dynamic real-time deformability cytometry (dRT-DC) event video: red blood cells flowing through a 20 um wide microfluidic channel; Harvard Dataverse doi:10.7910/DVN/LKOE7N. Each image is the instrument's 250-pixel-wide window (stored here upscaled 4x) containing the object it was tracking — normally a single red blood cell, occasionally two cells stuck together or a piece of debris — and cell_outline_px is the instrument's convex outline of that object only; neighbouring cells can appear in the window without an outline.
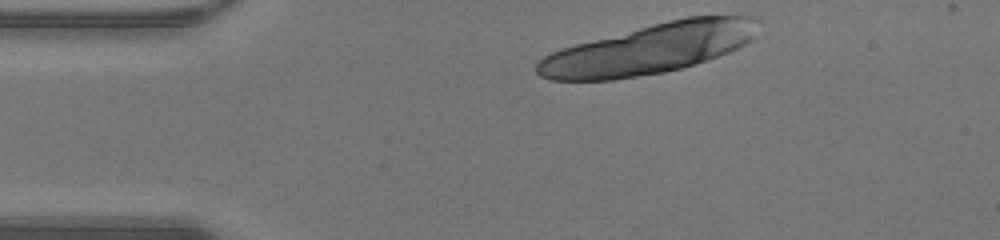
{"species": "human", "species_latin": "Homo sapiens", "temperature_condition": "warm", "stored_images_in_passage": 9, "camera_frame_rate_fps": 3000, "um_per_image_px": 0.085, "donor": {"sex": "male"}, "frame": {"image": 1, "passage_image": 1, "time_ms": 0.0, "image_size_px": [1000, 240], "cell_outline_px": [[760, 20], [752, 40], [728, 52], [680, 68], [664, 72], [612, 80], [552, 80], [540, 76], [536, 72], [536, 64], [544, 56], [552, 52], [576, 44], [652, 24], [668, 20], [688, 16], [756, 16]], "centroid_in_image_um": [55.2, 4.15], "position_along_channel_um": 29.8, "area_um2": 63.64}}